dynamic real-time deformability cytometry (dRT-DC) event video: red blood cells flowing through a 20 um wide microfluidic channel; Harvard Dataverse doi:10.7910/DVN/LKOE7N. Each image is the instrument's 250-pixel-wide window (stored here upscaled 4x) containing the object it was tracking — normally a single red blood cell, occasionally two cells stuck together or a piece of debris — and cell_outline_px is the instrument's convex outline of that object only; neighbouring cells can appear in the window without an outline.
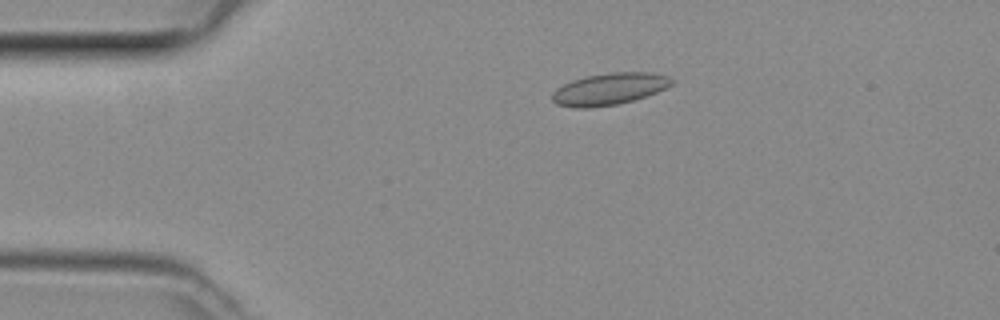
{"species": "common noctule bat (a hibernating species)", "species_latin": "Nyctalus noctula", "temperature_condition": "room temperature", "stored_images_in_passage": 25, "camera_frame_rate_fps": 3000, "um_per_image_px": 0.085, "animal": {"sex": "female", "body_mass_g": 29.2, "forearm_length_mm": 56.3}, "frame": {"image": 1, "passage_image": 10, "time_ms": 3.0, "image_size_px": [1000, 320], "cell_outline_px": [[676, 80], [672, 84], [656, 92], [632, 100], [616, 104], [588, 108], [576, 108], [556, 104], [552, 100], [552, 92], [556, 88], [572, 80], [584, 76], [612, 72], [652, 72], [668, 76]], "centroid_in_image_um": [51.77, 7.55], "position_along_channel_um": 33.2, "area_um2": 22.14}}
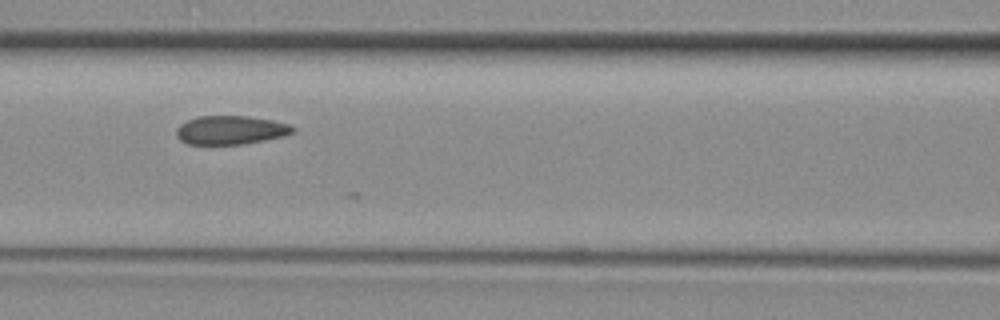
{"frame": {"image": 2, "passage_image": 21, "time_ms": 6.667, "image_size_px": [1000, 320], "cell_outline_px": [[296, 132], [284, 136], [244, 144], [188, 144], [180, 140], [176, 136], [176, 128], [180, 124], [196, 116], [248, 116], [272, 120], [292, 124], [296, 128]], "centroid_in_image_um": [19.64, 11.05], "position_along_channel_um": 147.0, "area_um2": 19.71}}
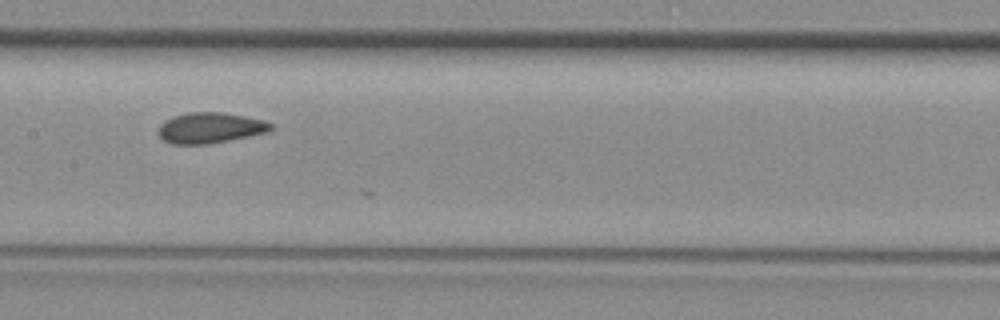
{"frame": {"image": 3, "passage_image": 24, "time_ms": 7.667, "image_size_px": [1000, 320], "cell_outline_px": [[272, 128], [268, 132], [208, 144], [172, 144], [164, 140], [160, 136], [160, 124], [164, 120], [172, 116], [188, 112], [220, 112], [244, 116], [264, 120], [272, 124]], "centroid_in_image_um": [17.85, 10.86], "position_along_channel_um": 189.6, "area_um2": 19.94}}